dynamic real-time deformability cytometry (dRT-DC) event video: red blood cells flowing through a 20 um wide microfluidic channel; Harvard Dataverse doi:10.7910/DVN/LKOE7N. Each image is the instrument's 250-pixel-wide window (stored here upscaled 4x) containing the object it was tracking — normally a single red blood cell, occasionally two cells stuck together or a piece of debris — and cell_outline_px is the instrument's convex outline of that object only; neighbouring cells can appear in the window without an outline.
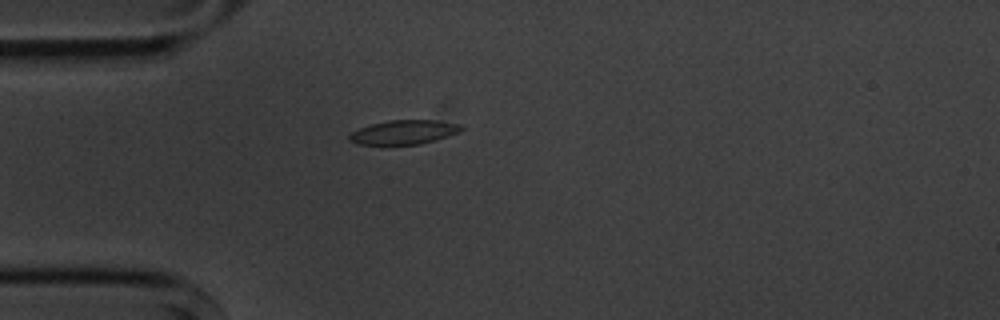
{"species": "common noctule bat (a hibernating species)", "species_latin": "Nyctalus noctula", "temperature_condition": "cold", "stored_images_in_passage": 5, "camera_frame_rate_fps": 3000, "um_per_image_px": 0.085, "animal": {"sex": "male", "body_mass_g": 20.1, "forearm_length_mm": 53.5}, "frame": {"image": 1, "passage_image": 4, "time_ms": 3.667, "image_size_px": [1000, 320], "cell_outline_px": [[464, 128], [448, 136], [420, 144], [356, 144], [348, 140], [348, 136], [352, 132], [360, 128], [372, 124], [388, 120], [436, 120], [460, 124]], "centroid_in_image_um": [34.31, 11.23], "position_along_channel_um": 50.7, "area_um2": 15.55}}